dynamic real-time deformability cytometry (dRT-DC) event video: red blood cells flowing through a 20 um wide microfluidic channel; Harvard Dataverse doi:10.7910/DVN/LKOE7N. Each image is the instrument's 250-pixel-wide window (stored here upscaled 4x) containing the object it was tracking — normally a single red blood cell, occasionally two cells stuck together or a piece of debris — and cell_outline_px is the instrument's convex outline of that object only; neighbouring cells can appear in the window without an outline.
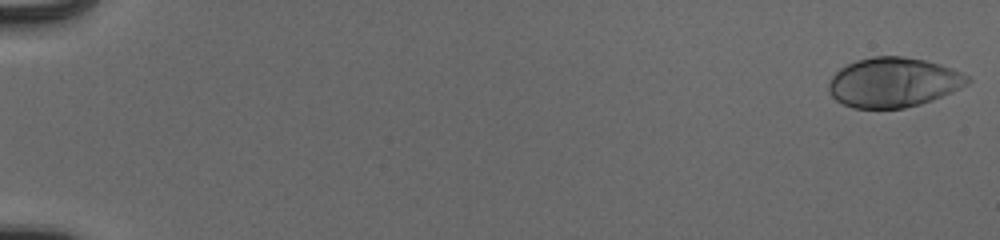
{"species": "human", "species_latin": "Homo sapiens", "temperature_condition": "cold", "stored_images_in_passage": 54, "camera_frame_rate_fps": 3000, "um_per_image_px": 0.085, "donor": {"sex": "male"}, "frame": {"image": 1, "passage_image": 1, "time_ms": 0.0, "image_size_px": [1000, 240], "cell_outline_px": [[972, 80], [960, 88], [952, 92], [932, 100], [920, 104], [904, 108], [852, 108], [836, 100], [828, 92], [828, 84], [832, 76], [840, 68], [856, 60], [872, 56], [900, 56], [924, 60], [940, 64], [952, 68], [968, 76]], "centroid_in_image_um": [75.92, 7.0], "position_along_channel_um": 9.1, "area_um2": 40.17}}
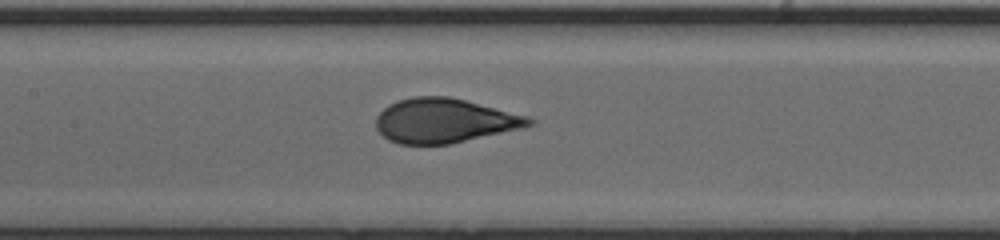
{"frame": {"image": 2, "passage_image": 28, "time_ms": 9.0, "image_size_px": [1000, 240], "cell_outline_px": [[536, 124], [520, 128], [448, 144], [400, 144], [388, 140], [376, 128], [376, 116], [388, 104], [396, 100], [412, 96], [448, 96], [528, 116], [536, 120]], "centroid_in_image_um": [37.74, 10.24], "position_along_channel_um": 169.7, "area_um2": 39.36}}
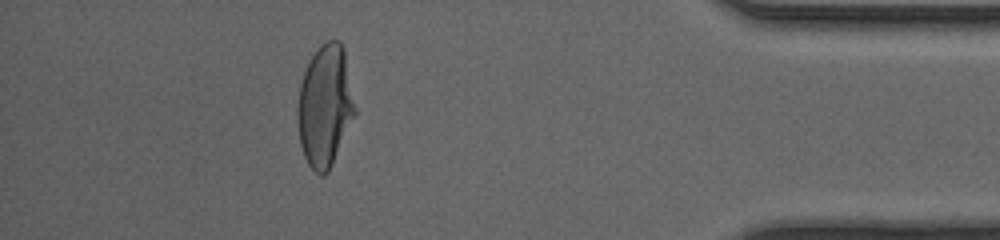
{"frame": {"image": 3, "passage_image": 49, "time_ms": 16.0, "image_size_px": [1000, 240], "cell_outline_px": [[356, 112], [332, 164], [328, 172], [324, 176], [320, 176], [308, 164], [304, 156], [300, 144], [296, 120], [296, 108], [300, 84], [308, 60], [316, 48], [320, 44], [328, 40], [340, 40], [344, 48], [356, 108]], "centroid_in_image_um": [27.6, 8.98], "position_along_channel_um": 407.6, "area_um2": 41.1}, "authors_computed_cell_mechanics": {"area_um2": 39.9976, "velocity_mm_per_s": 3.9412, "shape_relaxation_time_tau1_ms": 4.6758, "shape_relaxation_time_tau2_ms": null, "deformation_change_tau1": 0.2116, "deformation_change_tau2": null}}